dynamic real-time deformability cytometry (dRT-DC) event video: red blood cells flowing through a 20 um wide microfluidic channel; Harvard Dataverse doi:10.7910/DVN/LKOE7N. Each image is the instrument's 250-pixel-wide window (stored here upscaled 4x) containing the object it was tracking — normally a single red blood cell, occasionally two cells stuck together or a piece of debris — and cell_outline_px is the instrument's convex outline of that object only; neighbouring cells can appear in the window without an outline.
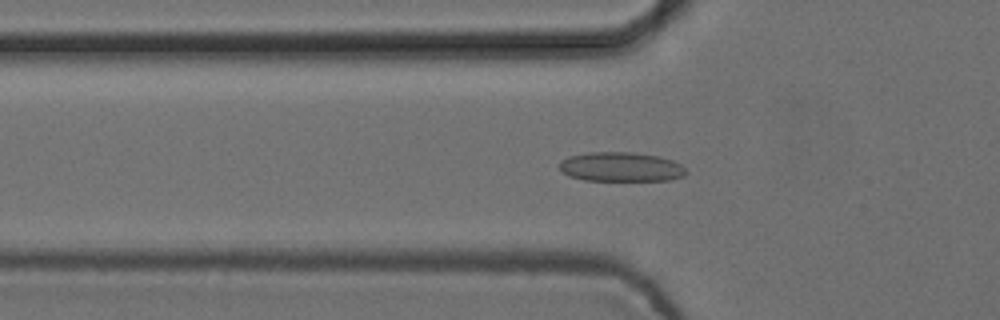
{"species": "common noctule bat (a hibernating species)", "species_latin": "Nyctalus noctula", "temperature_condition": "cold", "stored_images_in_passage": 55, "camera_frame_rate_fps": 3000, "um_per_image_px": 0.085, "animal": {"sex": "female", "body_mass_g": 24.6, "forearm_length_mm": 56.2}, "frame": {"image": 1, "passage_image": 19, "time_ms": 6.0, "image_size_px": [1000, 320], "cell_outline_px": [[688, 172], [684, 176], [672, 180], [584, 180], [568, 176], [560, 168], [560, 160], [568, 156], [588, 152], [632, 152], [656, 156], [672, 160], [680, 164]], "centroid_in_image_um": [52.77, 14.18], "position_along_channel_um": 73.0, "area_um2": 21.68}}
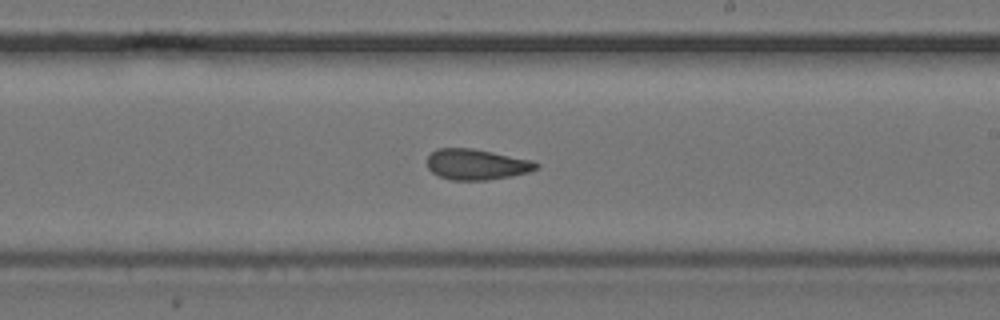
{"frame": {"image": 2, "passage_image": 33, "time_ms": 10.667, "image_size_px": [1000, 320], "cell_outline_px": [[540, 168], [528, 172], [512, 176], [488, 180], [452, 180], [440, 176], [432, 172], [428, 168], [428, 156], [436, 148], [472, 148], [532, 160], [540, 164]], "centroid_in_image_um": [40.53, 13.97], "position_along_channel_um": 248.5, "area_um2": 19.54}}
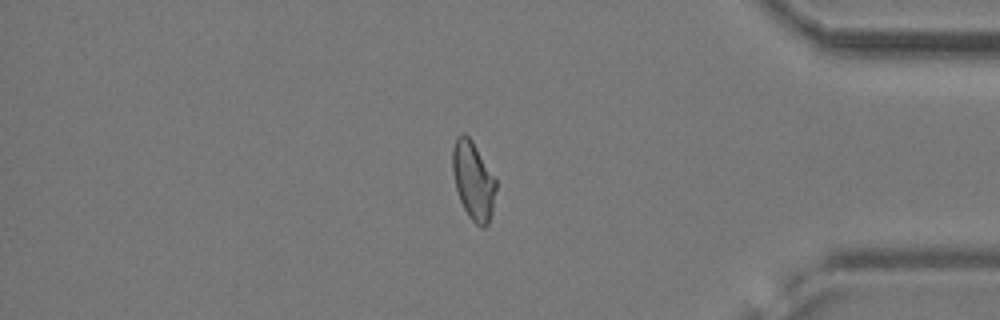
{"frame": {"image": 3, "passage_image": 47, "time_ms": 15.333, "image_size_px": [1000, 320], "cell_outline_px": [[496, 188], [492, 212], [488, 224], [484, 228], [480, 228], [468, 216], [460, 200], [456, 188], [452, 172], [452, 148], [456, 136], [460, 132], [464, 132], [472, 140], [496, 176]], "centroid_in_image_um": [40.23, 15.31], "position_along_channel_um": 395.0, "area_um2": 20.23}, "authors_computed_cell_mechanics": {"area_um2": 20.23, "velocity_mm_per_s": 3.7471, "shape_relaxation_time_tau1_ms": null, "shape_relaxation_time_tau2_ms": 2.8796, "deformation_change_tau1": null, "deformation_change_tau2": 0.0812}}